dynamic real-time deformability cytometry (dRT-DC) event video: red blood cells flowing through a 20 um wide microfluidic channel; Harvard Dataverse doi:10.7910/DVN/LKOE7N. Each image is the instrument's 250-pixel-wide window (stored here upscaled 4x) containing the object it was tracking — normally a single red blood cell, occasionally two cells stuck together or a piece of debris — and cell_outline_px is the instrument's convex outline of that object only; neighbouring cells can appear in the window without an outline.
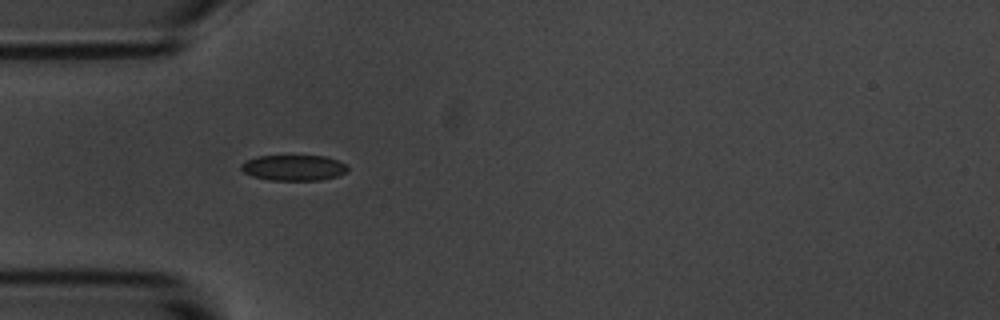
{"species": "common noctule bat (a hibernating species)", "species_latin": "Nyctalus noctula", "temperature_condition": "room temperature", "stored_images_in_passage": 5, "camera_frame_rate_fps": 3000, "um_per_image_px": 0.085, "animal": {"sex": "male", "body_mass_g": 20.1, "forearm_length_mm": 53.5}, "frame": {"image": 1, "passage_image": 4, "time_ms": 3.667, "image_size_px": [1000, 320], "cell_outline_px": [[348, 172], [336, 176], [320, 180], [268, 180], [252, 176], [244, 172], [240, 168], [240, 164], [256, 156], [324, 156], [348, 164]], "centroid_in_image_um": [24.97, 14.26], "position_along_channel_um": 60.0, "area_um2": 15.95}}